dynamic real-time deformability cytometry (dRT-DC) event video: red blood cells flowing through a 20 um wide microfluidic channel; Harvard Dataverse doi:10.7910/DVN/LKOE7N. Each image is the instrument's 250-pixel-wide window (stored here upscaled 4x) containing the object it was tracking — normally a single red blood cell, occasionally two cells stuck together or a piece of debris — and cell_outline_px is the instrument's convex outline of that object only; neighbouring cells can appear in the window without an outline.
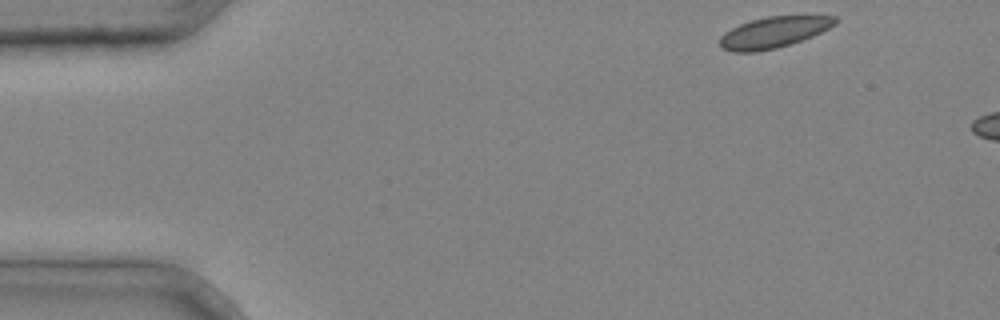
{"species": "common noctule bat (a hibernating species)", "species_latin": "Nyctalus noctula", "temperature_condition": "cold", "stored_images_in_passage": 5, "camera_frame_rate_fps": 3000, "um_per_image_px": 0.085, "animal": {"sex": "male", "body_mass_g": 20.4}, "frame": {"image": 1, "passage_image": 1, "time_ms": 0.0, "image_size_px": [1000, 320], "cell_outline_px": [[840, 20], [836, 24], [812, 36], [776, 48], [756, 52], [732, 52], [720, 48], [720, 36], [724, 32], [740, 24], [752, 20], [768, 16], [836, 16]], "centroid_in_image_um": [65.74, 2.75], "position_along_channel_um": 19.3, "area_um2": 20.75}}